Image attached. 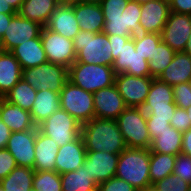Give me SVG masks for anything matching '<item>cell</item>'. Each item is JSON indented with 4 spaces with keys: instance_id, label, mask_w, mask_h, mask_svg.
<instances>
[{
    "instance_id": "e7e4bbea",
    "label": "cell",
    "mask_w": 191,
    "mask_h": 191,
    "mask_svg": "<svg viewBox=\"0 0 191 191\" xmlns=\"http://www.w3.org/2000/svg\"><path fill=\"white\" fill-rule=\"evenodd\" d=\"M163 1H165V2H169V3H170L172 0H163Z\"/></svg>"
},
{
    "instance_id": "484cf974",
    "label": "cell",
    "mask_w": 191,
    "mask_h": 191,
    "mask_svg": "<svg viewBox=\"0 0 191 191\" xmlns=\"http://www.w3.org/2000/svg\"><path fill=\"white\" fill-rule=\"evenodd\" d=\"M22 79V67L14 55L8 51H0V98Z\"/></svg>"
},
{
    "instance_id": "b9f144b4",
    "label": "cell",
    "mask_w": 191,
    "mask_h": 191,
    "mask_svg": "<svg viewBox=\"0 0 191 191\" xmlns=\"http://www.w3.org/2000/svg\"><path fill=\"white\" fill-rule=\"evenodd\" d=\"M129 0H102L99 4L104 16L122 15Z\"/></svg>"
},
{
    "instance_id": "277c9868",
    "label": "cell",
    "mask_w": 191,
    "mask_h": 191,
    "mask_svg": "<svg viewBox=\"0 0 191 191\" xmlns=\"http://www.w3.org/2000/svg\"><path fill=\"white\" fill-rule=\"evenodd\" d=\"M115 76L112 66L107 65L75 61L68 68V81L90 93L114 85Z\"/></svg>"
},
{
    "instance_id": "8992f818",
    "label": "cell",
    "mask_w": 191,
    "mask_h": 191,
    "mask_svg": "<svg viewBox=\"0 0 191 191\" xmlns=\"http://www.w3.org/2000/svg\"><path fill=\"white\" fill-rule=\"evenodd\" d=\"M22 79L35 90L60 93L68 81V68L61 64L46 62L36 67L22 69Z\"/></svg>"
},
{
    "instance_id": "bcb514c9",
    "label": "cell",
    "mask_w": 191,
    "mask_h": 191,
    "mask_svg": "<svg viewBox=\"0 0 191 191\" xmlns=\"http://www.w3.org/2000/svg\"><path fill=\"white\" fill-rule=\"evenodd\" d=\"M147 128L149 130V136L151 141L159 136L160 133L170 130L172 126L169 121L161 119H146Z\"/></svg>"
},
{
    "instance_id": "7a4b0ae2",
    "label": "cell",
    "mask_w": 191,
    "mask_h": 191,
    "mask_svg": "<svg viewBox=\"0 0 191 191\" xmlns=\"http://www.w3.org/2000/svg\"><path fill=\"white\" fill-rule=\"evenodd\" d=\"M150 149L126 147L118 158L115 177L131 184L137 191L152 186L149 176Z\"/></svg>"
},
{
    "instance_id": "ee69618b",
    "label": "cell",
    "mask_w": 191,
    "mask_h": 191,
    "mask_svg": "<svg viewBox=\"0 0 191 191\" xmlns=\"http://www.w3.org/2000/svg\"><path fill=\"white\" fill-rule=\"evenodd\" d=\"M170 125L182 133L189 130L191 128V122L189 121L187 111L176 107L173 117L170 120Z\"/></svg>"
},
{
    "instance_id": "60d3db41",
    "label": "cell",
    "mask_w": 191,
    "mask_h": 191,
    "mask_svg": "<svg viewBox=\"0 0 191 191\" xmlns=\"http://www.w3.org/2000/svg\"><path fill=\"white\" fill-rule=\"evenodd\" d=\"M173 173L191 185V156L177 155Z\"/></svg>"
},
{
    "instance_id": "7402d4cb",
    "label": "cell",
    "mask_w": 191,
    "mask_h": 191,
    "mask_svg": "<svg viewBox=\"0 0 191 191\" xmlns=\"http://www.w3.org/2000/svg\"><path fill=\"white\" fill-rule=\"evenodd\" d=\"M72 6L80 30L92 33L103 32L105 20L100 4L80 2Z\"/></svg>"
},
{
    "instance_id": "1f68e13d",
    "label": "cell",
    "mask_w": 191,
    "mask_h": 191,
    "mask_svg": "<svg viewBox=\"0 0 191 191\" xmlns=\"http://www.w3.org/2000/svg\"><path fill=\"white\" fill-rule=\"evenodd\" d=\"M176 158V155L150 152L149 176L151 185L173 173Z\"/></svg>"
},
{
    "instance_id": "30bf717a",
    "label": "cell",
    "mask_w": 191,
    "mask_h": 191,
    "mask_svg": "<svg viewBox=\"0 0 191 191\" xmlns=\"http://www.w3.org/2000/svg\"><path fill=\"white\" fill-rule=\"evenodd\" d=\"M41 42L48 62L61 64L69 68L76 59L73 40L55 33L45 26L41 30Z\"/></svg>"
},
{
    "instance_id": "f907efd6",
    "label": "cell",
    "mask_w": 191,
    "mask_h": 191,
    "mask_svg": "<svg viewBox=\"0 0 191 191\" xmlns=\"http://www.w3.org/2000/svg\"><path fill=\"white\" fill-rule=\"evenodd\" d=\"M182 154L186 156H191V128L183 133Z\"/></svg>"
},
{
    "instance_id": "f546056e",
    "label": "cell",
    "mask_w": 191,
    "mask_h": 191,
    "mask_svg": "<svg viewBox=\"0 0 191 191\" xmlns=\"http://www.w3.org/2000/svg\"><path fill=\"white\" fill-rule=\"evenodd\" d=\"M35 171L29 167L16 166L0 184L5 191H31Z\"/></svg>"
},
{
    "instance_id": "f6af8a7d",
    "label": "cell",
    "mask_w": 191,
    "mask_h": 191,
    "mask_svg": "<svg viewBox=\"0 0 191 191\" xmlns=\"http://www.w3.org/2000/svg\"><path fill=\"white\" fill-rule=\"evenodd\" d=\"M16 162L12 154L6 149H0V181L4 179L15 167Z\"/></svg>"
},
{
    "instance_id": "681fc988",
    "label": "cell",
    "mask_w": 191,
    "mask_h": 191,
    "mask_svg": "<svg viewBox=\"0 0 191 191\" xmlns=\"http://www.w3.org/2000/svg\"><path fill=\"white\" fill-rule=\"evenodd\" d=\"M11 131L8 126L0 119V149L7 147Z\"/></svg>"
},
{
    "instance_id": "83f0119b",
    "label": "cell",
    "mask_w": 191,
    "mask_h": 191,
    "mask_svg": "<svg viewBox=\"0 0 191 191\" xmlns=\"http://www.w3.org/2000/svg\"><path fill=\"white\" fill-rule=\"evenodd\" d=\"M58 5L57 0H24L17 13L45 26Z\"/></svg>"
},
{
    "instance_id": "cb8c5ba5",
    "label": "cell",
    "mask_w": 191,
    "mask_h": 191,
    "mask_svg": "<svg viewBox=\"0 0 191 191\" xmlns=\"http://www.w3.org/2000/svg\"><path fill=\"white\" fill-rule=\"evenodd\" d=\"M158 79L170 86L191 81V55L185 51L176 52L171 63Z\"/></svg>"
},
{
    "instance_id": "5bb4252c",
    "label": "cell",
    "mask_w": 191,
    "mask_h": 191,
    "mask_svg": "<svg viewBox=\"0 0 191 191\" xmlns=\"http://www.w3.org/2000/svg\"><path fill=\"white\" fill-rule=\"evenodd\" d=\"M118 54L112 66L115 74L126 73L136 77H151L149 61L135 50L134 36L121 47Z\"/></svg>"
},
{
    "instance_id": "4dcf8cb0",
    "label": "cell",
    "mask_w": 191,
    "mask_h": 191,
    "mask_svg": "<svg viewBox=\"0 0 191 191\" xmlns=\"http://www.w3.org/2000/svg\"><path fill=\"white\" fill-rule=\"evenodd\" d=\"M183 133L172 127L170 130L160 133L151 144L150 152L160 154L179 155L182 154Z\"/></svg>"
},
{
    "instance_id": "7bdbcfd3",
    "label": "cell",
    "mask_w": 191,
    "mask_h": 191,
    "mask_svg": "<svg viewBox=\"0 0 191 191\" xmlns=\"http://www.w3.org/2000/svg\"><path fill=\"white\" fill-rule=\"evenodd\" d=\"M98 191H137V189L122 179L112 177L111 179L100 183L98 185Z\"/></svg>"
},
{
    "instance_id": "ac0fdd59",
    "label": "cell",
    "mask_w": 191,
    "mask_h": 191,
    "mask_svg": "<svg viewBox=\"0 0 191 191\" xmlns=\"http://www.w3.org/2000/svg\"><path fill=\"white\" fill-rule=\"evenodd\" d=\"M170 12V3L163 0H152L141 4L139 19L141 32L161 34Z\"/></svg>"
},
{
    "instance_id": "d590c367",
    "label": "cell",
    "mask_w": 191,
    "mask_h": 191,
    "mask_svg": "<svg viewBox=\"0 0 191 191\" xmlns=\"http://www.w3.org/2000/svg\"><path fill=\"white\" fill-rule=\"evenodd\" d=\"M33 189L36 191H62L61 175L56 171H35Z\"/></svg>"
},
{
    "instance_id": "ffe728a7",
    "label": "cell",
    "mask_w": 191,
    "mask_h": 191,
    "mask_svg": "<svg viewBox=\"0 0 191 191\" xmlns=\"http://www.w3.org/2000/svg\"><path fill=\"white\" fill-rule=\"evenodd\" d=\"M49 30L73 40L80 32L73 6L59 4L45 25Z\"/></svg>"
},
{
    "instance_id": "7c38bea8",
    "label": "cell",
    "mask_w": 191,
    "mask_h": 191,
    "mask_svg": "<svg viewBox=\"0 0 191 191\" xmlns=\"http://www.w3.org/2000/svg\"><path fill=\"white\" fill-rule=\"evenodd\" d=\"M43 26L33 20H29L15 14L2 36L3 51L10 52L14 47L25 43L29 39L41 38Z\"/></svg>"
},
{
    "instance_id": "4316f807",
    "label": "cell",
    "mask_w": 191,
    "mask_h": 191,
    "mask_svg": "<svg viewBox=\"0 0 191 191\" xmlns=\"http://www.w3.org/2000/svg\"><path fill=\"white\" fill-rule=\"evenodd\" d=\"M60 108V95L48 90H37L33 107L30 111L33 122L38 127Z\"/></svg>"
},
{
    "instance_id": "f1b7e54d",
    "label": "cell",
    "mask_w": 191,
    "mask_h": 191,
    "mask_svg": "<svg viewBox=\"0 0 191 191\" xmlns=\"http://www.w3.org/2000/svg\"><path fill=\"white\" fill-rule=\"evenodd\" d=\"M60 175L62 191H98V184L90 176L84 164L76 171Z\"/></svg>"
},
{
    "instance_id": "9a60e30c",
    "label": "cell",
    "mask_w": 191,
    "mask_h": 191,
    "mask_svg": "<svg viewBox=\"0 0 191 191\" xmlns=\"http://www.w3.org/2000/svg\"><path fill=\"white\" fill-rule=\"evenodd\" d=\"M37 131L38 127L28 131L11 132L6 149L14 157L17 166L34 168Z\"/></svg>"
},
{
    "instance_id": "91938a15",
    "label": "cell",
    "mask_w": 191,
    "mask_h": 191,
    "mask_svg": "<svg viewBox=\"0 0 191 191\" xmlns=\"http://www.w3.org/2000/svg\"><path fill=\"white\" fill-rule=\"evenodd\" d=\"M188 113V118H189V121L191 122V106L188 107L187 109H185Z\"/></svg>"
},
{
    "instance_id": "52a82bcc",
    "label": "cell",
    "mask_w": 191,
    "mask_h": 191,
    "mask_svg": "<svg viewBox=\"0 0 191 191\" xmlns=\"http://www.w3.org/2000/svg\"><path fill=\"white\" fill-rule=\"evenodd\" d=\"M176 107L172 86L158 78H153L142 107L146 113V119H161L170 122Z\"/></svg>"
},
{
    "instance_id": "9f6ffc18",
    "label": "cell",
    "mask_w": 191,
    "mask_h": 191,
    "mask_svg": "<svg viewBox=\"0 0 191 191\" xmlns=\"http://www.w3.org/2000/svg\"><path fill=\"white\" fill-rule=\"evenodd\" d=\"M184 51L187 52L189 55H191V34H190L189 40L187 42L186 49Z\"/></svg>"
},
{
    "instance_id": "603a6c76",
    "label": "cell",
    "mask_w": 191,
    "mask_h": 191,
    "mask_svg": "<svg viewBox=\"0 0 191 191\" xmlns=\"http://www.w3.org/2000/svg\"><path fill=\"white\" fill-rule=\"evenodd\" d=\"M58 149L56 141L38 129L35 140L34 171H55Z\"/></svg>"
},
{
    "instance_id": "d4e9b609",
    "label": "cell",
    "mask_w": 191,
    "mask_h": 191,
    "mask_svg": "<svg viewBox=\"0 0 191 191\" xmlns=\"http://www.w3.org/2000/svg\"><path fill=\"white\" fill-rule=\"evenodd\" d=\"M22 69L39 66L48 62L41 38L29 39L10 51Z\"/></svg>"
},
{
    "instance_id": "e0dca14e",
    "label": "cell",
    "mask_w": 191,
    "mask_h": 191,
    "mask_svg": "<svg viewBox=\"0 0 191 191\" xmlns=\"http://www.w3.org/2000/svg\"><path fill=\"white\" fill-rule=\"evenodd\" d=\"M93 101L96 118L116 120L127 108L115 84L94 92Z\"/></svg>"
},
{
    "instance_id": "94428289",
    "label": "cell",
    "mask_w": 191,
    "mask_h": 191,
    "mask_svg": "<svg viewBox=\"0 0 191 191\" xmlns=\"http://www.w3.org/2000/svg\"><path fill=\"white\" fill-rule=\"evenodd\" d=\"M132 1H135V2L140 3V4H144V3H147V2L152 1V0H132Z\"/></svg>"
},
{
    "instance_id": "680465c9",
    "label": "cell",
    "mask_w": 191,
    "mask_h": 191,
    "mask_svg": "<svg viewBox=\"0 0 191 191\" xmlns=\"http://www.w3.org/2000/svg\"><path fill=\"white\" fill-rule=\"evenodd\" d=\"M143 191H158L157 189H155V187L152 185V186H149L147 187L145 190Z\"/></svg>"
},
{
    "instance_id": "db71d44e",
    "label": "cell",
    "mask_w": 191,
    "mask_h": 191,
    "mask_svg": "<svg viewBox=\"0 0 191 191\" xmlns=\"http://www.w3.org/2000/svg\"><path fill=\"white\" fill-rule=\"evenodd\" d=\"M6 2H8L10 4V6H12V8L18 12L21 4L24 2V0H5Z\"/></svg>"
},
{
    "instance_id": "3957f363",
    "label": "cell",
    "mask_w": 191,
    "mask_h": 191,
    "mask_svg": "<svg viewBox=\"0 0 191 191\" xmlns=\"http://www.w3.org/2000/svg\"><path fill=\"white\" fill-rule=\"evenodd\" d=\"M75 61L87 64L113 66L112 49L108 35L80 30L73 39Z\"/></svg>"
},
{
    "instance_id": "f5cc1de1",
    "label": "cell",
    "mask_w": 191,
    "mask_h": 191,
    "mask_svg": "<svg viewBox=\"0 0 191 191\" xmlns=\"http://www.w3.org/2000/svg\"><path fill=\"white\" fill-rule=\"evenodd\" d=\"M0 13L17 14V12L5 0H0Z\"/></svg>"
},
{
    "instance_id": "8fae6325",
    "label": "cell",
    "mask_w": 191,
    "mask_h": 191,
    "mask_svg": "<svg viewBox=\"0 0 191 191\" xmlns=\"http://www.w3.org/2000/svg\"><path fill=\"white\" fill-rule=\"evenodd\" d=\"M153 77H136L126 73L116 74L115 86L127 107L142 108Z\"/></svg>"
},
{
    "instance_id": "44dd1931",
    "label": "cell",
    "mask_w": 191,
    "mask_h": 191,
    "mask_svg": "<svg viewBox=\"0 0 191 191\" xmlns=\"http://www.w3.org/2000/svg\"><path fill=\"white\" fill-rule=\"evenodd\" d=\"M0 119L8 126L11 132L28 131L37 128L30 111L20 108L0 98Z\"/></svg>"
},
{
    "instance_id": "6f0895ef",
    "label": "cell",
    "mask_w": 191,
    "mask_h": 191,
    "mask_svg": "<svg viewBox=\"0 0 191 191\" xmlns=\"http://www.w3.org/2000/svg\"><path fill=\"white\" fill-rule=\"evenodd\" d=\"M102 0H82L84 3H100Z\"/></svg>"
},
{
    "instance_id": "7dc6e473",
    "label": "cell",
    "mask_w": 191,
    "mask_h": 191,
    "mask_svg": "<svg viewBox=\"0 0 191 191\" xmlns=\"http://www.w3.org/2000/svg\"><path fill=\"white\" fill-rule=\"evenodd\" d=\"M132 36H119V35H108V39L111 45V53L113 61L118 57V52L122 46L131 38Z\"/></svg>"
},
{
    "instance_id": "816d5d0a",
    "label": "cell",
    "mask_w": 191,
    "mask_h": 191,
    "mask_svg": "<svg viewBox=\"0 0 191 191\" xmlns=\"http://www.w3.org/2000/svg\"><path fill=\"white\" fill-rule=\"evenodd\" d=\"M15 14H5V13H0V35L3 36L5 33L6 28L10 24V21L12 17Z\"/></svg>"
},
{
    "instance_id": "11a10c76",
    "label": "cell",
    "mask_w": 191,
    "mask_h": 191,
    "mask_svg": "<svg viewBox=\"0 0 191 191\" xmlns=\"http://www.w3.org/2000/svg\"><path fill=\"white\" fill-rule=\"evenodd\" d=\"M57 1L59 4L71 5V6L82 2V0H57Z\"/></svg>"
},
{
    "instance_id": "ba28073f",
    "label": "cell",
    "mask_w": 191,
    "mask_h": 191,
    "mask_svg": "<svg viewBox=\"0 0 191 191\" xmlns=\"http://www.w3.org/2000/svg\"><path fill=\"white\" fill-rule=\"evenodd\" d=\"M60 95V108L67 111L81 125L95 117L93 93L67 81Z\"/></svg>"
},
{
    "instance_id": "2e32d148",
    "label": "cell",
    "mask_w": 191,
    "mask_h": 191,
    "mask_svg": "<svg viewBox=\"0 0 191 191\" xmlns=\"http://www.w3.org/2000/svg\"><path fill=\"white\" fill-rule=\"evenodd\" d=\"M119 155L104 151H86L84 165L98 185L115 177Z\"/></svg>"
},
{
    "instance_id": "d6a6232c",
    "label": "cell",
    "mask_w": 191,
    "mask_h": 191,
    "mask_svg": "<svg viewBox=\"0 0 191 191\" xmlns=\"http://www.w3.org/2000/svg\"><path fill=\"white\" fill-rule=\"evenodd\" d=\"M37 90L30 86L25 80L20 79L13 88L4 96L9 103L18 105L20 108L31 111Z\"/></svg>"
},
{
    "instance_id": "d6986e66",
    "label": "cell",
    "mask_w": 191,
    "mask_h": 191,
    "mask_svg": "<svg viewBox=\"0 0 191 191\" xmlns=\"http://www.w3.org/2000/svg\"><path fill=\"white\" fill-rule=\"evenodd\" d=\"M86 148L82 135L75 141L59 147L55 161V171L59 174L76 171L84 164Z\"/></svg>"
},
{
    "instance_id": "c3c4849f",
    "label": "cell",
    "mask_w": 191,
    "mask_h": 191,
    "mask_svg": "<svg viewBox=\"0 0 191 191\" xmlns=\"http://www.w3.org/2000/svg\"><path fill=\"white\" fill-rule=\"evenodd\" d=\"M170 10L174 13L191 15V0H172Z\"/></svg>"
},
{
    "instance_id": "8d00e7d4",
    "label": "cell",
    "mask_w": 191,
    "mask_h": 191,
    "mask_svg": "<svg viewBox=\"0 0 191 191\" xmlns=\"http://www.w3.org/2000/svg\"><path fill=\"white\" fill-rule=\"evenodd\" d=\"M125 11L126 27H128V32L133 37L141 33L140 27V15H141V4L135 1L129 0L127 3Z\"/></svg>"
},
{
    "instance_id": "4fadbf2b",
    "label": "cell",
    "mask_w": 191,
    "mask_h": 191,
    "mask_svg": "<svg viewBox=\"0 0 191 191\" xmlns=\"http://www.w3.org/2000/svg\"><path fill=\"white\" fill-rule=\"evenodd\" d=\"M191 34V15L170 12L161 39L175 52L186 49Z\"/></svg>"
},
{
    "instance_id": "6da1fadb",
    "label": "cell",
    "mask_w": 191,
    "mask_h": 191,
    "mask_svg": "<svg viewBox=\"0 0 191 191\" xmlns=\"http://www.w3.org/2000/svg\"><path fill=\"white\" fill-rule=\"evenodd\" d=\"M81 135L86 151L120 154L127 147L114 119L94 117L89 122L81 125Z\"/></svg>"
},
{
    "instance_id": "ab89813d",
    "label": "cell",
    "mask_w": 191,
    "mask_h": 191,
    "mask_svg": "<svg viewBox=\"0 0 191 191\" xmlns=\"http://www.w3.org/2000/svg\"><path fill=\"white\" fill-rule=\"evenodd\" d=\"M174 102L178 108L187 109L191 106V83L183 82L172 86Z\"/></svg>"
},
{
    "instance_id": "f35d334b",
    "label": "cell",
    "mask_w": 191,
    "mask_h": 191,
    "mask_svg": "<svg viewBox=\"0 0 191 191\" xmlns=\"http://www.w3.org/2000/svg\"><path fill=\"white\" fill-rule=\"evenodd\" d=\"M158 191H190L191 185L176 174L165 177L153 184Z\"/></svg>"
},
{
    "instance_id": "be15d7a7",
    "label": "cell",
    "mask_w": 191,
    "mask_h": 191,
    "mask_svg": "<svg viewBox=\"0 0 191 191\" xmlns=\"http://www.w3.org/2000/svg\"><path fill=\"white\" fill-rule=\"evenodd\" d=\"M0 191H5L1 184H0Z\"/></svg>"
},
{
    "instance_id": "74e56055",
    "label": "cell",
    "mask_w": 191,
    "mask_h": 191,
    "mask_svg": "<svg viewBox=\"0 0 191 191\" xmlns=\"http://www.w3.org/2000/svg\"><path fill=\"white\" fill-rule=\"evenodd\" d=\"M105 25L103 32L107 35L131 36L126 27L125 11L122 15L104 16Z\"/></svg>"
},
{
    "instance_id": "836d02e7",
    "label": "cell",
    "mask_w": 191,
    "mask_h": 191,
    "mask_svg": "<svg viewBox=\"0 0 191 191\" xmlns=\"http://www.w3.org/2000/svg\"><path fill=\"white\" fill-rule=\"evenodd\" d=\"M175 51L171 49L164 41H161L155 48L152 60L149 61L150 76L158 78L159 75L171 63L175 55Z\"/></svg>"
},
{
    "instance_id": "e575fe53",
    "label": "cell",
    "mask_w": 191,
    "mask_h": 191,
    "mask_svg": "<svg viewBox=\"0 0 191 191\" xmlns=\"http://www.w3.org/2000/svg\"><path fill=\"white\" fill-rule=\"evenodd\" d=\"M162 41L161 34L158 33H139L134 35L135 50L148 61L152 60L155 48Z\"/></svg>"
},
{
    "instance_id": "6125c7cd",
    "label": "cell",
    "mask_w": 191,
    "mask_h": 191,
    "mask_svg": "<svg viewBox=\"0 0 191 191\" xmlns=\"http://www.w3.org/2000/svg\"><path fill=\"white\" fill-rule=\"evenodd\" d=\"M0 51H3L2 36L0 35Z\"/></svg>"
},
{
    "instance_id": "5b68a950",
    "label": "cell",
    "mask_w": 191,
    "mask_h": 191,
    "mask_svg": "<svg viewBox=\"0 0 191 191\" xmlns=\"http://www.w3.org/2000/svg\"><path fill=\"white\" fill-rule=\"evenodd\" d=\"M127 147L150 149L152 141L142 108L127 107L116 119Z\"/></svg>"
},
{
    "instance_id": "9c48e42d",
    "label": "cell",
    "mask_w": 191,
    "mask_h": 191,
    "mask_svg": "<svg viewBox=\"0 0 191 191\" xmlns=\"http://www.w3.org/2000/svg\"><path fill=\"white\" fill-rule=\"evenodd\" d=\"M38 129L56 141L59 147L75 141L81 135V124L62 108L41 123Z\"/></svg>"
}]
</instances>
